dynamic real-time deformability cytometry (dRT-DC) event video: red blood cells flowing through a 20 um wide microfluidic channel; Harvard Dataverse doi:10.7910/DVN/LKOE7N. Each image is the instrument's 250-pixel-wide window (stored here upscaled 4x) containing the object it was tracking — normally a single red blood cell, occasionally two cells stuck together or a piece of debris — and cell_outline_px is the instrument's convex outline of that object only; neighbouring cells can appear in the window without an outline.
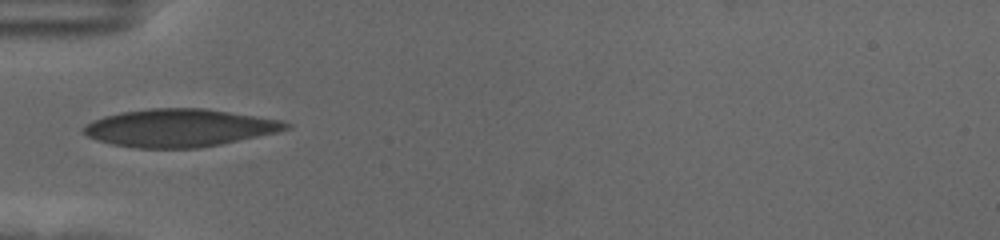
{"species": "human", "species_latin": "Homo sapiens", "temperature_condition": "cold", "stored_images_in_passage": 14, "camera_frame_rate_fps": 3000, "um_per_image_px": 0.085, "donor": {"sex": "female"}, "frame": {"image": 1, "passage_image": 1, "time_ms": 0.0, "image_size_px": [1000, 240], "cell_outline_px": [[292, 128], [276, 132], [220, 144], [200, 148], [136, 148], [112, 144], [96, 140], [88, 136], [80, 128], [104, 116], [120, 112], [152, 108], [204, 108], [284, 120], [292, 124]], "centroid_in_image_um": [15.28, 10.87], "position_along_channel_um": 69.7, "area_um2": 44.45}}
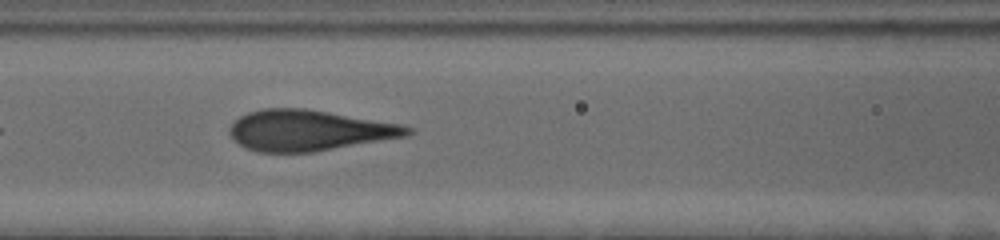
{"frame": {"image": 2, "passage_image": 7, "time_ms": 2.0, "image_size_px": [1000, 240], "cell_outline_px": [[416, 132], [408, 136], [312, 152], [256, 152], [244, 148], [228, 132], [228, 128], [240, 116], [248, 112], [260, 108], [304, 108], [404, 124], [412, 128]], "centroid_in_image_um": [26.29, 11.08], "position_along_channel_um": 140.3, "area_um2": 42.43}}
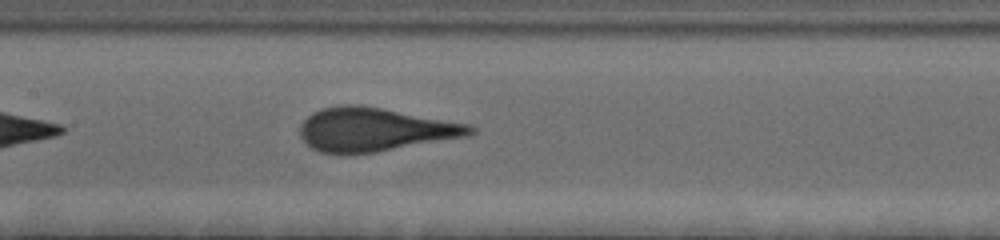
{"frame": {"image": 3, "passage_image": 10, "time_ms": 3.0, "image_size_px": [1000, 240], "cell_outline_px": [[476, 132], [468, 136], [376, 152], [340, 156], [320, 152], [312, 148], [300, 136], [300, 124], [312, 112], [320, 108], [344, 104], [360, 104], [472, 124], [476, 128]], "centroid_in_image_um": [31.84, 11.02], "position_along_channel_um": 175.6, "area_um2": 43.87}}